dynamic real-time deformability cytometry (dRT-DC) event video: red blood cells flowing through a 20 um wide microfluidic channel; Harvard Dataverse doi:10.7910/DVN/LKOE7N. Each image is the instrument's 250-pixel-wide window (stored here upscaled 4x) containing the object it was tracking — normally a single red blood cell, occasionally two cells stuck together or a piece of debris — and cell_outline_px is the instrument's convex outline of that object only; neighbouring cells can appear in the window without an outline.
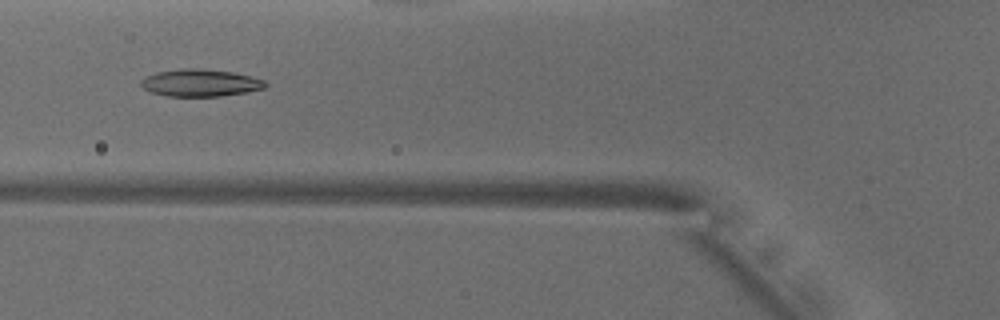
{"species": "common noctule bat (a hibernating species)", "species_latin": "Nyctalus noctula", "temperature_condition": "warm", "stored_images_in_passage": 49, "camera_frame_rate_fps": 3000, "um_per_image_px": 0.085, "animal": {"sex": "male", "body_mass_g": 18.8}, "frame": {"image": 1, "passage_image": 17, "time_ms": 5.333, "image_size_px": [1000, 320], "cell_outline_px": [[268, 84], [264, 88], [244, 92], [220, 96], [168, 96], [152, 92], [144, 88], [140, 84], [140, 80], [156, 72], [180, 68], [196, 68], [232, 72], [264, 80]], "centroid_in_image_um": [17.0, 7.04], "position_along_channel_um": 108.8, "area_um2": 19.48}}
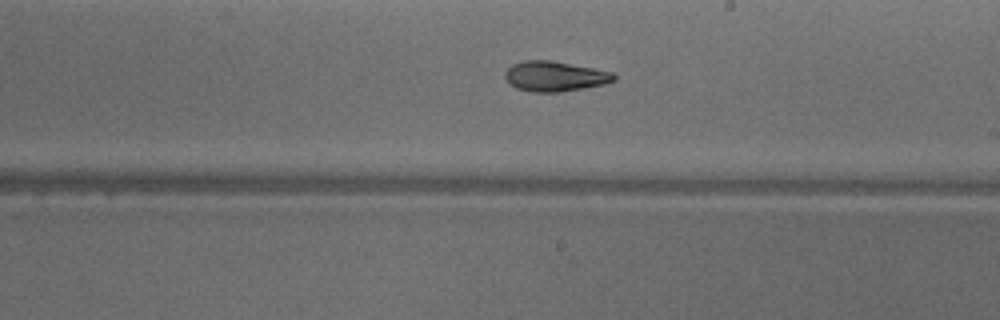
{"frame": {"image": 2, "passage_image": 27, "time_ms": 8.667, "image_size_px": [1000, 320], "cell_outline_px": [[616, 80], [604, 84], [560, 92], [532, 92], [516, 88], [508, 84], [504, 76], [504, 72], [512, 64], [524, 60], [552, 60], [612, 72], [616, 76]], "centroid_in_image_um": [47.11, 6.48], "position_along_channel_um": 241.9, "area_um2": 19.19}}
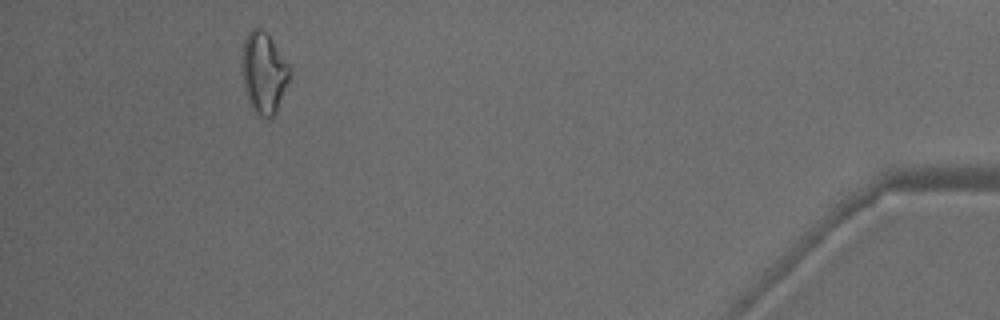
{"frame": {"image": 3, "passage_image": 45, "time_ms": 14.667, "image_size_px": [1000, 320], "cell_outline_px": [[292, 72], [276, 112], [268, 120], [260, 116], [252, 108], [248, 100], [244, 88], [240, 60], [240, 56], [244, 36], [252, 28], [260, 28], [268, 32], [292, 68]], "centroid_in_image_um": [22.41, 6.13], "position_along_channel_um": 412.8, "area_um2": 23.29}, "authors_computed_cell_mechanics": {"area_um2": 19.941, "velocity_mm_per_s": 3.9904, "shape_relaxation_time_tau1_ms": null, "shape_relaxation_time_tau2_ms": 4.5357, "deformation_change_tau1": null, "deformation_change_tau2": 0.1266}}